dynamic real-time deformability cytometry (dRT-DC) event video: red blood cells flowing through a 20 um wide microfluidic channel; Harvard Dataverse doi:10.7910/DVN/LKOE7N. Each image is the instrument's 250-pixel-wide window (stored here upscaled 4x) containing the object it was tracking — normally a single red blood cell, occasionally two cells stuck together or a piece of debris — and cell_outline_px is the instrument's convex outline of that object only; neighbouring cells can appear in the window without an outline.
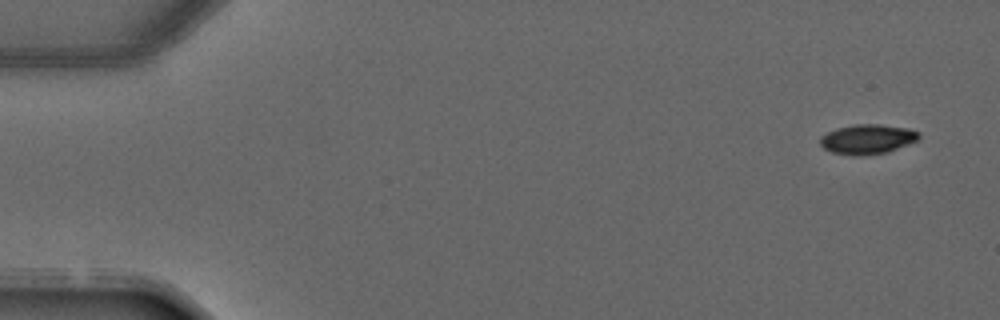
{"species": "common noctule bat (a hibernating species)", "species_latin": "Nyctalus noctula", "temperature_condition": "warm", "stored_images_in_passage": 4, "camera_frame_rate_fps": 3000, "um_per_image_px": 0.085, "animal": {"sex": "male", "forearm_length_mm": 52.5}, "frame": {"image": 1, "passage_image": 1, "time_ms": 0.0, "image_size_px": [1000, 320], "cell_outline_px": [[920, 136], [916, 140], [888, 152], [856, 156], [852, 156], [832, 152], [824, 148], [820, 144], [820, 136], [836, 128], [856, 124], [880, 124], [908, 128], [920, 132]], "centroid_in_image_um": [73.71, 11.82], "position_along_channel_um": 11.3, "area_um2": 17.05}}
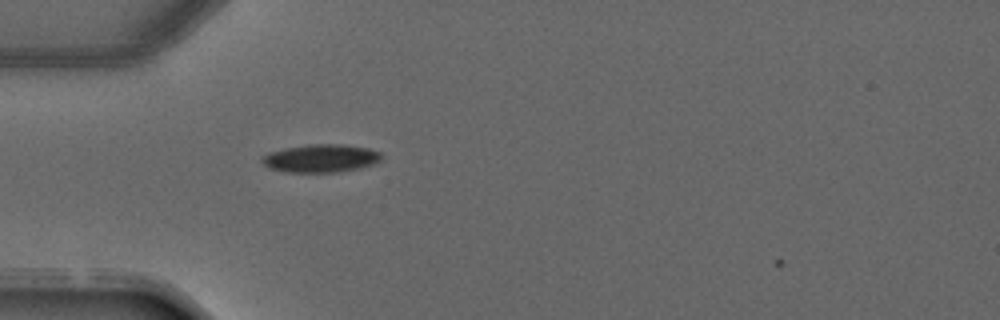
{"frame": {"image": 2, "passage_image": 4, "time_ms": 3.667, "image_size_px": [1000, 320], "cell_outline_px": [[384, 156], [376, 164], [360, 168], [336, 172], [284, 172], [268, 168], [260, 160], [260, 156], [284, 148], [308, 144], [344, 144], [368, 148], [380, 152]], "centroid_in_image_um": [27.28, 13.45], "position_along_channel_um": 57.7, "area_um2": 19.77}}